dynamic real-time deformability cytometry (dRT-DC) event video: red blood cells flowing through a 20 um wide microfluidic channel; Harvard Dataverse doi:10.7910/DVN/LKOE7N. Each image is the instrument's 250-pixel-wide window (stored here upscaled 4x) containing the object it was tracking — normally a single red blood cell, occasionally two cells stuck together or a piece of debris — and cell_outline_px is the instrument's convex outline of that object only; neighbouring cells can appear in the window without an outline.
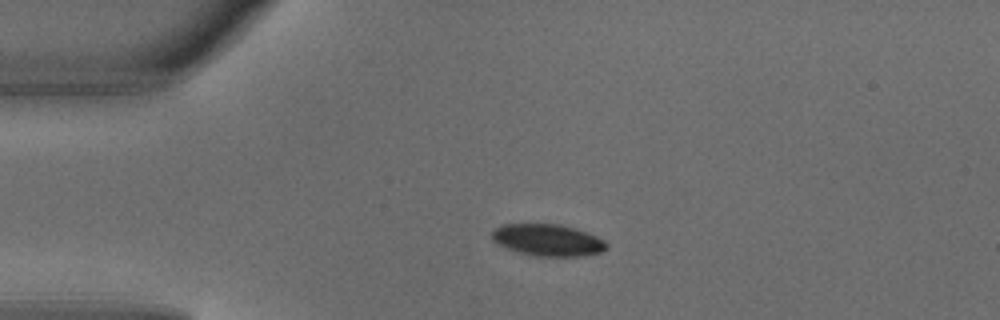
{"species": "common noctule bat (a hibernating species)", "species_latin": "Nyctalus noctula", "temperature_condition": "warm", "stored_images_in_passage": 1, "camera_frame_rate_fps": 3000, "um_per_image_px": 0.085, "animal": {"sex": "male", "body_mass_g": 18.8}, "frame": {"image": 1, "passage_image": 1, "time_ms": 0.0, "image_size_px": [1000, 320], "cell_outline_px": [[608, 248], [600, 252], [584, 256], [536, 256], [520, 252], [508, 248], [492, 240], [492, 232], [496, 228], [504, 224], [560, 224], [596, 236], [604, 240], [608, 244]], "centroid_in_image_um": [46.58, 20.41], "position_along_channel_um": 38.4, "area_um2": 20.92}}